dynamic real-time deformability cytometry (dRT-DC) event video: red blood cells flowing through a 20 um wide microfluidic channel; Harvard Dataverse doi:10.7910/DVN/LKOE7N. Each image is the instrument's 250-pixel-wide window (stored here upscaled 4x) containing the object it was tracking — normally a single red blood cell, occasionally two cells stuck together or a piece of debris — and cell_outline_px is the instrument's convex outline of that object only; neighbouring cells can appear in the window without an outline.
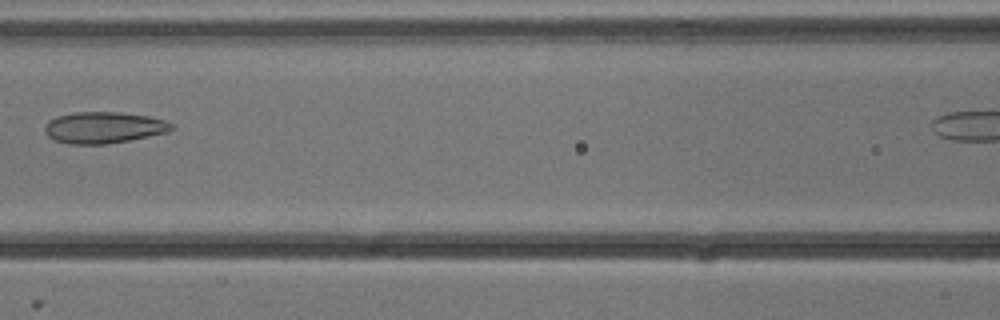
{"species": "common noctule bat (a hibernating species)", "species_latin": "Nyctalus noctula", "temperature_condition": "cold", "stored_images_in_passage": 7, "segment_of_instrument_passage": [1, 2], "camera_frame_rate_fps": 3000, "um_per_image_px": 0.085, "animal": {"sex": "male", "body_mass_g": 13.3}, "frame": {"image": 1, "passage_image": 5, "time_ms": 1.333, "image_size_px": [1000, 320], "cell_outline_px": [[172, 128], [168, 132], [128, 140], [104, 144], [68, 144], [52, 140], [44, 132], [44, 128], [48, 120], [56, 116], [72, 112], [120, 112], [148, 116], [164, 120], [172, 124]], "centroid_in_image_um": [8.74, 10.84], "position_along_channel_um": 157.9, "area_um2": 23.24}}
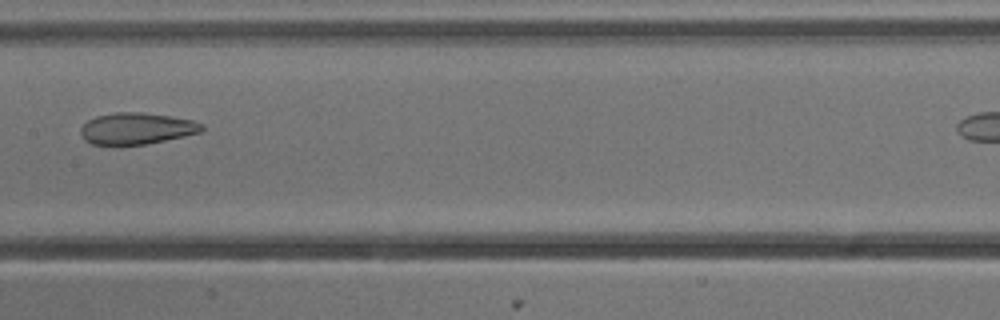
{"frame": {"image": 2, "passage_image": 6, "time_ms": 1.667, "image_size_px": [1000, 320], "cell_outline_px": [[204, 128], [200, 132], [184, 136], [144, 144], [92, 144], [84, 140], [80, 132], [80, 128], [88, 120], [96, 116], [116, 112], [140, 112], [172, 116], [192, 120], [204, 124]], "centroid_in_image_um": [11.61, 10.91], "position_along_channel_um": 195.8, "area_um2": 22.08}}